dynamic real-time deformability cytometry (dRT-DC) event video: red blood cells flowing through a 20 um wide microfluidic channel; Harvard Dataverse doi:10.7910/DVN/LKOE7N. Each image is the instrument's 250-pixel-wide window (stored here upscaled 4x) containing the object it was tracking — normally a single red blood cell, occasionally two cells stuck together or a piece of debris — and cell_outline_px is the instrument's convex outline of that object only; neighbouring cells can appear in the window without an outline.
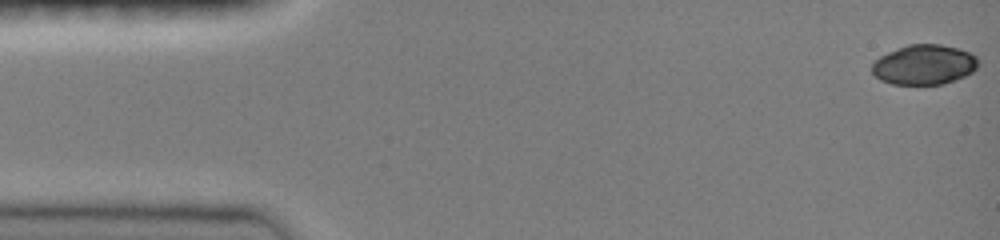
{"species": "common noctule bat (a hibernating species)", "species_latin": "Nyctalus noctula", "temperature_condition": "room temperature", "stored_images_in_passage": 48, "camera_frame_rate_fps": 3000, "um_per_image_px": 0.085, "animal": {"sex": "female", "body_mass_g": 19.0, "forearm_length_mm": 51.5}, "frame": {"image": 1, "passage_image": 1, "time_ms": 0.0, "image_size_px": [1000, 240], "cell_outline_px": [[980, 64], [972, 72], [956, 80], [944, 84], [892, 84], [880, 80], [872, 72], [872, 64], [880, 56], [888, 52], [908, 44], [940, 44], [956, 48], [968, 52], [976, 56], [980, 60]], "centroid_in_image_um": [78.57, 5.5], "position_along_channel_um": 6.4, "area_um2": 24.74}}
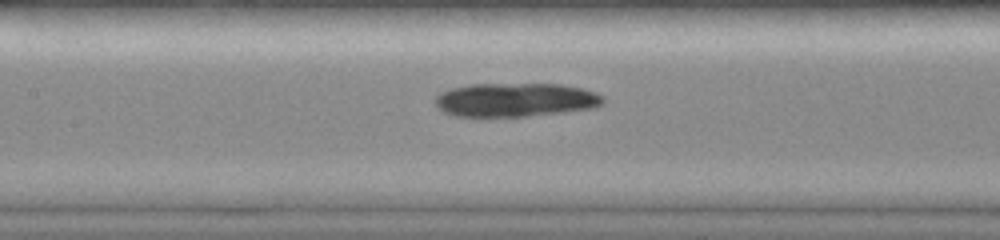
{"frame": {"image": 2, "passage_image": 22, "time_ms": 7.0, "image_size_px": [1000, 240], "cell_outline_px": [[604, 104], [596, 108], [564, 112], [528, 116], [456, 116], [444, 112], [436, 108], [432, 100], [440, 92], [452, 88], [468, 84], [560, 84], [584, 88], [596, 92], [604, 96]], "centroid_in_image_um": [43.82, 8.48], "position_along_channel_um": 163.6, "area_um2": 33.52}}
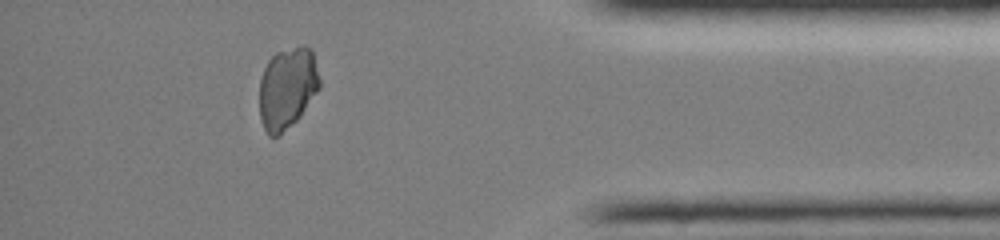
{"frame": {"image": 3, "passage_image": 42, "time_ms": 13.667, "image_size_px": [1000, 240], "cell_outline_px": [[320, 88], [300, 116], [280, 136], [268, 136], [260, 120], [260, 80], [264, 68], [268, 60], [276, 52], [300, 44], [304, 44], [312, 48], [320, 80]], "centroid_in_image_um": [24.43, 7.46], "position_along_channel_um": 410.8, "area_um2": 28.96}}